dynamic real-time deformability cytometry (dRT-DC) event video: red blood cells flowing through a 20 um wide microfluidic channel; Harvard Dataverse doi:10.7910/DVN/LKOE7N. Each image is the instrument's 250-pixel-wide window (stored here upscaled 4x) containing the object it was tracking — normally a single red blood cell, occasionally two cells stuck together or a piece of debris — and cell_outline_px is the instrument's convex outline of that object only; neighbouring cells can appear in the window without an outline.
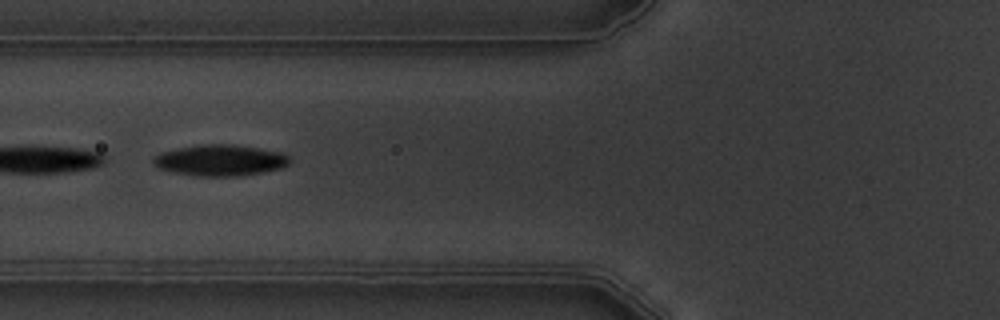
{"species": "common noctule bat (a hibernating species)", "species_latin": "Nyctalus noctula", "temperature_condition": "warm", "stored_images_in_passage": 4, "camera_frame_rate_fps": 3000, "um_per_image_px": 0.085, "animal": {"sex": "male", "body_mass_g": 19.5, "forearm_length_mm": 54.6}, "frame": {"image": 1, "passage_image": 2, "time_ms": 1.333, "image_size_px": [1000, 320], "cell_outline_px": [[288, 164], [280, 168], [260, 172], [236, 176], [200, 176], [172, 172], [156, 168], [152, 164], [152, 156], [160, 152], [176, 148], [200, 144], [232, 144], [280, 152], [288, 156]], "centroid_in_image_um": [18.6, 13.62], "position_along_channel_um": 107.2, "area_um2": 24.68}}